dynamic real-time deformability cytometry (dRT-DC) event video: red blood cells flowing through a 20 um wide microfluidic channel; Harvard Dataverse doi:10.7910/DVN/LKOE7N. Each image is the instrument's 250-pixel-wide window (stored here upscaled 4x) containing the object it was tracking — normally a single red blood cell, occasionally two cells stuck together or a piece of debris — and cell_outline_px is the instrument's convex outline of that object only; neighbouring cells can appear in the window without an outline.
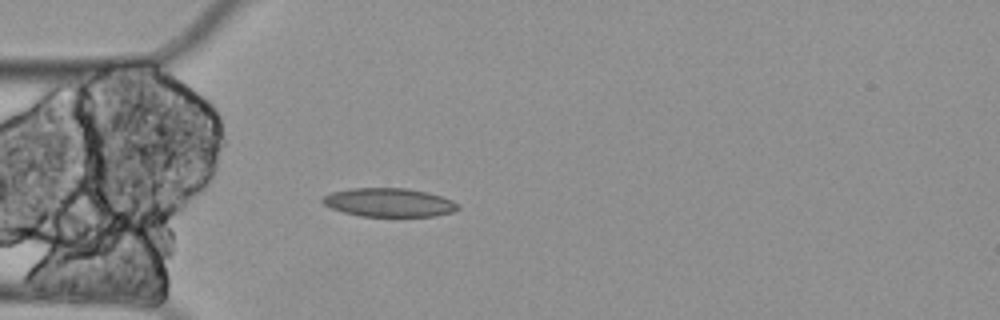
{"species": "Egyptian fruit bat (a non-hibernating species)", "species_latin": "Rousettus aegyptiacus", "temperature_condition": "cold", "stored_images_in_passage": 4, "camera_frame_rate_fps": 3000, "um_per_image_px": 0.085, "animal": {"sex": "female"}, "frame": {"image": 1, "passage_image": 4, "time_ms": 1.0, "image_size_px": [1000, 320], "cell_outline_px": [[460, 208], [452, 212], [436, 216], [360, 216], [344, 212], [332, 208], [324, 204], [320, 200], [324, 196], [332, 192], [348, 188], [408, 188], [428, 192], [452, 200], [460, 204]], "centroid_in_image_um": [33.09, 17.2], "position_along_channel_um": 51.9, "area_um2": 22.66}}